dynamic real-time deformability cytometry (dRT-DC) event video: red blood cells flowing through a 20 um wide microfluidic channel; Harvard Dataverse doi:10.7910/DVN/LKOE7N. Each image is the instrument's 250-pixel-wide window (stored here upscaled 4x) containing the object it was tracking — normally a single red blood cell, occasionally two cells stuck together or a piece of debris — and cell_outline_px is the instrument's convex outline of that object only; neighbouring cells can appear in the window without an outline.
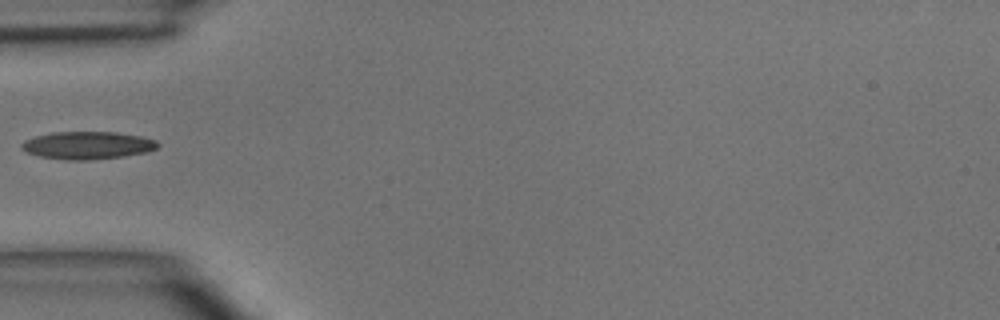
{"species": "common noctule bat (a hibernating species)", "species_latin": "Nyctalus noctula", "temperature_condition": "room temperature", "stored_images_in_passage": 2, "camera_frame_rate_fps": 3000, "um_per_image_px": 0.085, "animal": {"sex": "male", "body_mass_g": 15.6}, "frame": {"image": 1, "passage_image": 2, "time_ms": 1.333, "image_size_px": [1000, 320], "cell_outline_px": [[160, 144], [156, 148], [148, 152], [124, 156], [84, 160], [64, 160], [40, 156], [28, 152], [20, 148], [20, 144], [24, 140], [36, 136], [52, 132], [116, 132], [144, 136], [156, 140]], "centroid_in_image_um": [7.46, 12.34], "position_along_channel_um": 77.5, "area_um2": 22.02}}